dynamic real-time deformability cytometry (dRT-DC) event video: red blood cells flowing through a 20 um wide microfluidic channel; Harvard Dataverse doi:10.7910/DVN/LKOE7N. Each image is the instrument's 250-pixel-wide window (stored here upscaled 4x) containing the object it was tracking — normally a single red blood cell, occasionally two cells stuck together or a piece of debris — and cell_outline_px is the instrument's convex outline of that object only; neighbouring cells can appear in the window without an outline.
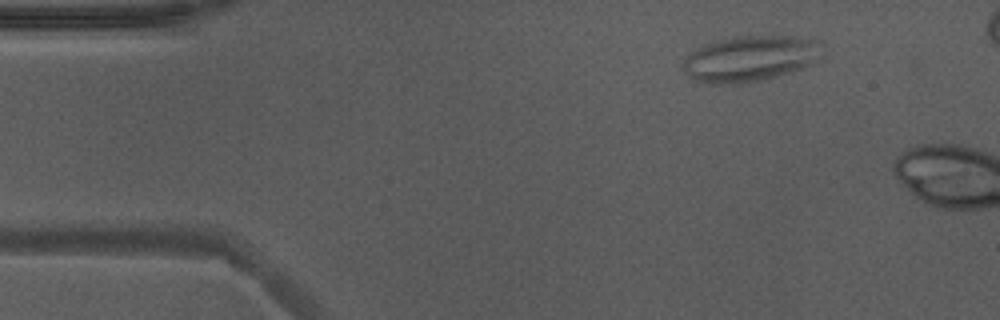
{"species": "Egyptian fruit bat (a non-hibernating species)", "species_latin": "Rousettus aegyptiacus", "temperature_condition": "warm", "stored_images_in_passage": 8, "camera_frame_rate_fps": 3000, "um_per_image_px": 0.085, "animal": {"sex": "male"}, "frame": {"image": 1, "passage_image": 3, "time_ms": 0.667, "image_size_px": [1000, 320], "cell_outline_px": [[820, 44], [812, 64], [764, 80], [740, 84], [704, 84], [688, 76], [684, 68], [684, 60], [692, 52], [704, 44], [732, 36], [788, 36], [816, 40]], "centroid_in_image_um": [63.67, 4.99], "position_along_channel_um": 21.3, "area_um2": 36.53}}